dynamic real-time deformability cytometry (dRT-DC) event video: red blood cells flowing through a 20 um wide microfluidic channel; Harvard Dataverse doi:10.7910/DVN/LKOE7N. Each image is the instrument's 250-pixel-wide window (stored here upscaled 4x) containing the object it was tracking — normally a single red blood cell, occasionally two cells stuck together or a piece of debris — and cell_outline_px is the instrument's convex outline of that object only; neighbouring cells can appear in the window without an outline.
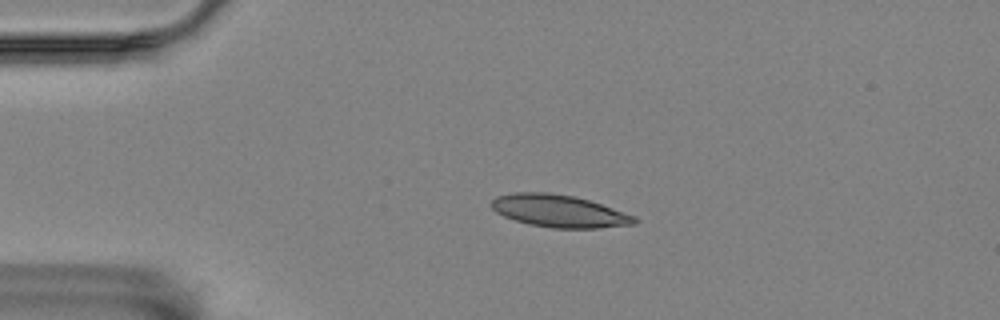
{"species": "Egyptian fruit bat (a non-hibernating species)", "species_latin": "Rousettus aegyptiacus", "temperature_condition": "room temperature", "stored_images_in_passage": 3, "camera_frame_rate_fps": 3000, "um_per_image_px": 0.085, "animal": {"sex": "female"}, "frame": {"image": 1, "passage_image": 2, "time_ms": 0.333, "image_size_px": [1000, 320], "cell_outline_px": [[640, 220], [636, 224], [600, 228], [552, 228], [528, 224], [504, 216], [496, 212], [488, 204], [496, 196], [512, 192], [548, 192], [576, 196], [636, 216]], "centroid_in_image_um": [47.51, 17.93], "position_along_channel_um": 37.5, "area_um2": 27.22}}